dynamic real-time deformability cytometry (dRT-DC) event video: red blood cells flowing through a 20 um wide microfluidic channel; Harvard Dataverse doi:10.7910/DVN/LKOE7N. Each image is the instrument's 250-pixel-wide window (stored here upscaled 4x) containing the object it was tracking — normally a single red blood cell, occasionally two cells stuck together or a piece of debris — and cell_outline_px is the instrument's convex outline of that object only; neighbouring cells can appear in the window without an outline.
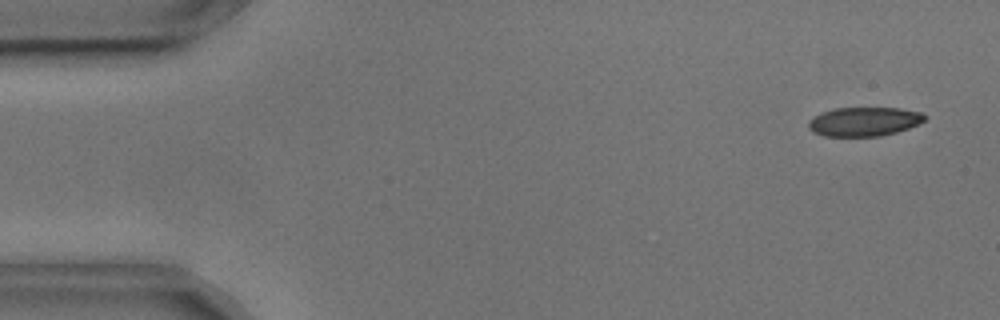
{"species": "common noctule bat (a hibernating species)", "species_latin": "Nyctalus noctula", "temperature_condition": "cold", "stored_images_in_passage": 14, "camera_frame_rate_fps": 3000, "um_per_image_px": 0.085, "animal": {"sex": "male", "body_mass_g": 17.9, "forearm_length_mm": 54.2}, "frame": {"image": 1, "passage_image": 3, "time_ms": 0.667, "image_size_px": [1000, 320], "cell_outline_px": [[928, 116], [924, 120], [908, 128], [896, 132], [880, 136], [824, 136], [812, 132], [808, 128], [808, 120], [812, 116], [820, 112], [836, 108], [900, 108], [920, 112]], "centroid_in_image_um": [73.39, 10.33], "position_along_channel_um": 11.6, "area_um2": 19.77}}